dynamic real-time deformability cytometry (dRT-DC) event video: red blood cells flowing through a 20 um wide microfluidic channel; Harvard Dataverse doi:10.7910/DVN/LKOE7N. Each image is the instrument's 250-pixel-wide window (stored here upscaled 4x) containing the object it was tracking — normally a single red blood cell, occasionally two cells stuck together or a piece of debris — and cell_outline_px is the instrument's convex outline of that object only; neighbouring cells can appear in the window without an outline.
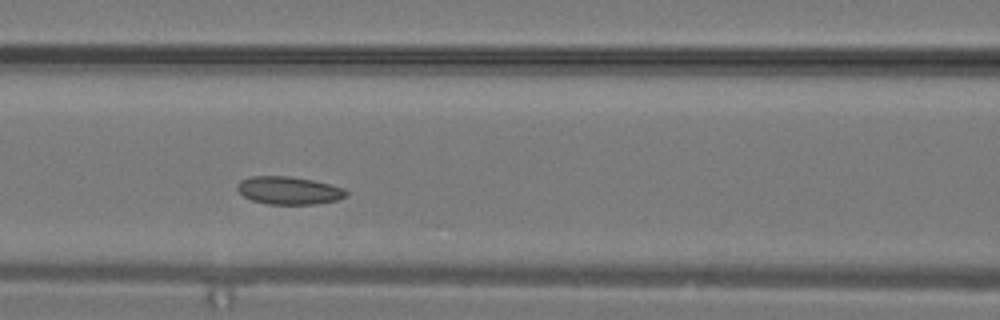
{"species": "common noctule bat (a hibernating species)", "species_latin": "Nyctalus noctula", "temperature_condition": "warm", "stored_images_in_passage": 26, "camera_frame_rate_fps": 3000, "um_per_image_px": 0.085, "animal": {"sex": "male", "body_mass_g": 19.2, "forearm_length_mm": 51.8}, "frame": {"image": 1, "passage_image": 8, "time_ms": 2.333, "image_size_px": [1000, 320], "cell_outline_px": [[348, 196], [336, 200], [316, 204], [268, 204], [252, 200], [244, 196], [236, 188], [236, 184], [240, 180], [248, 176], [292, 176], [312, 180], [344, 188], [348, 192]], "centroid_in_image_um": [24.54, 16.18], "position_along_channel_um": 142.1, "area_um2": 17.74}}
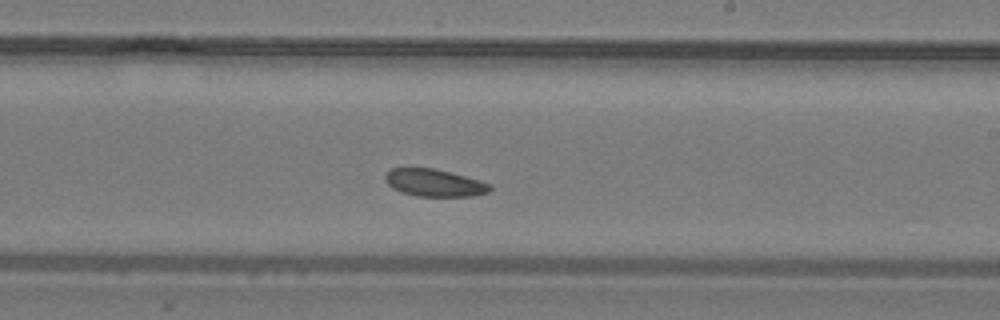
{"frame": {"image": 2, "passage_image": 13, "time_ms": 4.0, "image_size_px": [1000, 320], "cell_outline_px": [[492, 188], [488, 192], [472, 196], [416, 196], [400, 192], [392, 188], [384, 180], [384, 176], [392, 168], [432, 168], [480, 180], [492, 184]], "centroid_in_image_um": [36.91, 15.55], "position_along_channel_um": 252.1, "area_um2": 16.65}}
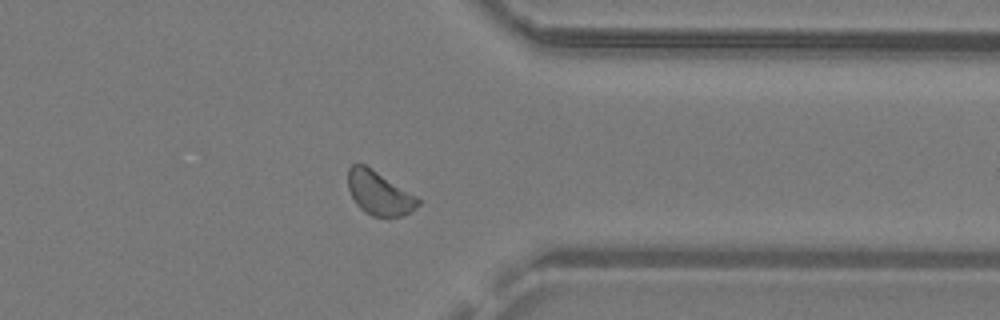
{"frame": {"image": 3, "passage_image": 19, "time_ms": 6.0, "image_size_px": [1000, 320], "cell_outline_px": [[420, 204], [416, 208], [404, 216], [372, 216], [364, 212], [356, 204], [348, 188], [348, 168], [352, 164], [364, 164], [416, 196], [420, 200]], "centroid_in_image_um": [32.21, 16.43], "position_along_channel_um": 379.2, "area_um2": 17.63}}